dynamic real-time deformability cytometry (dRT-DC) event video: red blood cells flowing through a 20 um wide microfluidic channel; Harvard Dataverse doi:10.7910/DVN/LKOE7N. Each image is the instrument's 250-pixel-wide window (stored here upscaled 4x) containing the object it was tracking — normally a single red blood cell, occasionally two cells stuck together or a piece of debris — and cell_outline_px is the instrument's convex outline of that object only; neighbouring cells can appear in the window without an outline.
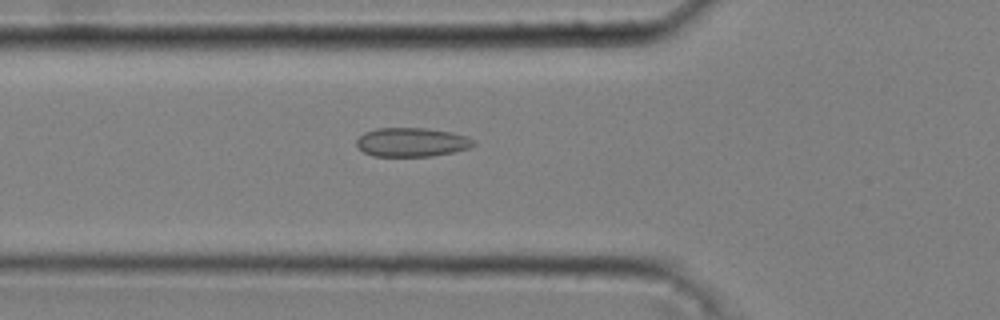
{"species": "common noctule bat (a hibernating species)", "species_latin": "Nyctalus noctula", "temperature_condition": "cold", "stored_images_in_passage": 49, "camera_frame_rate_fps": 3000, "um_per_image_px": 0.085, "animal": {"sex": "male", "body_mass_g": 20.4}, "frame": {"image": 1, "passage_image": 19, "time_ms": 6.0, "image_size_px": [1000, 320], "cell_outline_px": [[476, 144], [468, 148], [452, 152], [432, 156], [372, 156], [364, 152], [356, 144], [356, 140], [364, 132], [376, 128], [424, 128], [452, 132], [468, 136], [476, 140]], "centroid_in_image_um": [35.02, 12.08], "position_along_channel_um": 90.8, "area_um2": 19.83}}
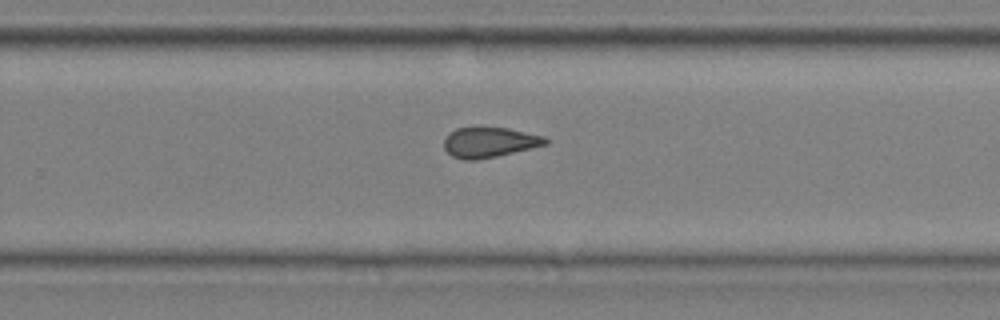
{"frame": {"image": 2, "passage_image": 35, "time_ms": 11.333, "image_size_px": [1000, 320], "cell_outline_px": [[548, 144], [532, 148], [496, 156], [476, 160], [464, 160], [452, 156], [444, 148], [444, 140], [456, 128], [508, 128], [544, 136], [548, 140]], "centroid_in_image_um": [41.62, 12.11], "position_along_channel_um": 288.2, "area_um2": 17.57}}
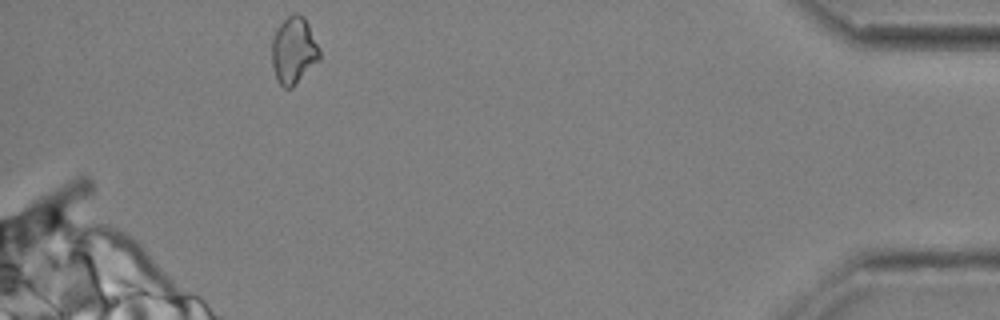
{"frame": {"image": 3, "passage_image": 49, "time_ms": 16.0, "image_size_px": [1000, 320], "cell_outline_px": [[320, 60], [292, 88], [284, 88], [276, 80], [272, 68], [272, 40], [276, 28], [292, 12], [296, 12], [304, 16], [320, 48]], "centroid_in_image_um": [24.96, 4.29], "position_along_channel_um": 410.2, "area_um2": 18.9}, "authors_computed_cell_mechanics": {"area_um2": 18.7272, "velocity_mm_per_s": 3.6956, "shape_relaxation_time_tau1_ms": null, "shape_relaxation_time_tau2_ms": 2.0129, "deformation_change_tau1": null, "deformation_change_tau2": 0.0688}}